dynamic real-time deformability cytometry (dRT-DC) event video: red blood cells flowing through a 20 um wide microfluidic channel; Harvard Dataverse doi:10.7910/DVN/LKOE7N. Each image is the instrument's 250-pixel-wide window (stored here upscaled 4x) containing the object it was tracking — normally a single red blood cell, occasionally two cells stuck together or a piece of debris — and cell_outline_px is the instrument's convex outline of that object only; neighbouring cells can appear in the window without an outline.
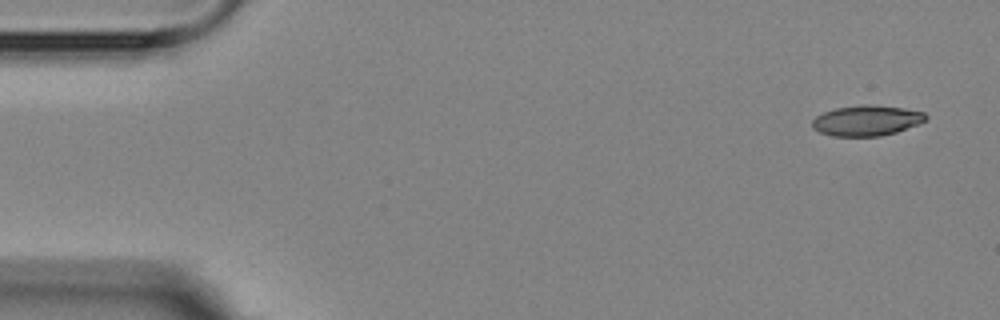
{"species": "Egyptian fruit bat (a non-hibernating species)", "species_latin": "Rousettus aegyptiacus", "temperature_condition": "room temperature", "stored_images_in_passage": 3, "camera_frame_rate_fps": 3000, "um_per_image_px": 0.085, "animal": {"sex": "female"}, "frame": {"image": 1, "passage_image": 1, "time_ms": 0.0, "image_size_px": [1000, 320], "cell_outline_px": [[928, 120], [896, 132], [880, 136], [832, 136], [820, 132], [812, 128], [812, 120], [816, 116], [824, 112], [836, 108], [868, 104], [904, 108], [924, 112], [928, 116]], "centroid_in_image_um": [73.67, 10.25], "position_along_channel_um": 11.3, "area_um2": 20.11}}